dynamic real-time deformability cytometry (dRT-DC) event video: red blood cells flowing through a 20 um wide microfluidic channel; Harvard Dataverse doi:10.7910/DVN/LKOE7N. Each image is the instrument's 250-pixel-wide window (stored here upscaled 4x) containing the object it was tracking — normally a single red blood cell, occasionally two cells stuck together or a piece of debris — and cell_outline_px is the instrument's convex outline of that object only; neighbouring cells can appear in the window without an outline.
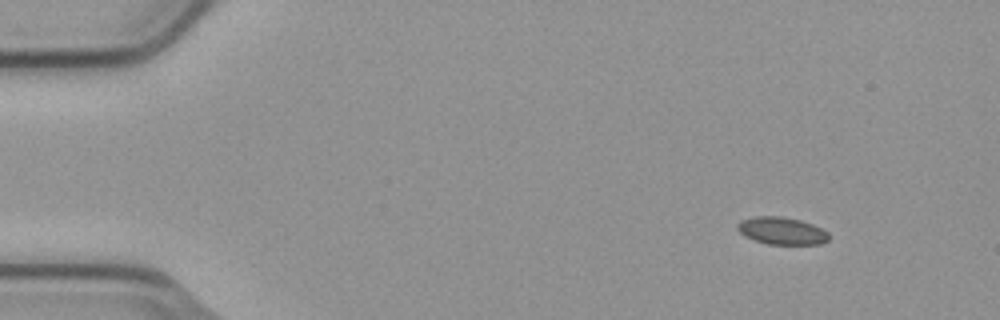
{"species": "common noctule bat (a hibernating species)", "species_latin": "Nyctalus noctula", "temperature_condition": "cold", "stored_images_in_passage": 4, "camera_frame_rate_fps": 3000, "um_per_image_px": 0.085, "animal": {"sex": "male", "body_mass_g": 23.1, "forearm_length_mm": 52.7}, "frame": {"image": 1, "passage_image": 1, "time_ms": 0.0, "image_size_px": [1000, 320], "cell_outline_px": [[828, 240], [820, 244], [768, 244], [744, 236], [736, 228], [736, 224], [740, 220], [752, 216], [784, 216], [800, 220], [812, 224], [828, 232]], "centroid_in_image_um": [66.41, 19.6], "position_along_channel_um": 18.6, "area_um2": 14.62}}
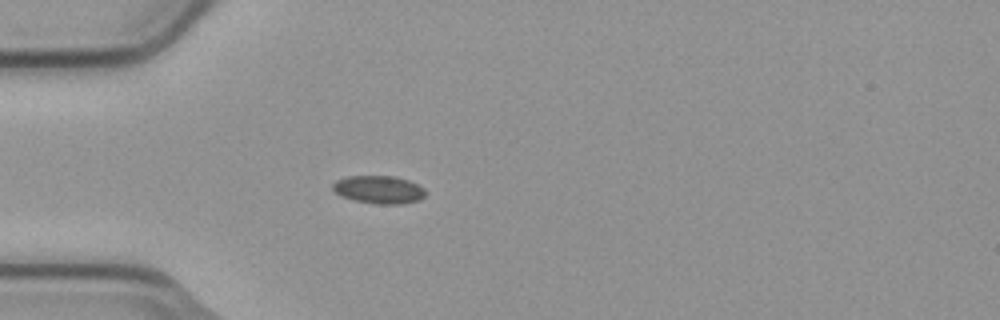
{"frame": {"image": 2, "passage_image": 4, "time_ms": 1.0, "image_size_px": [1000, 320], "cell_outline_px": [[424, 196], [420, 200], [400, 204], [376, 204], [352, 200], [340, 196], [332, 188], [332, 184], [336, 180], [348, 176], [396, 176], [408, 180], [424, 188]], "centroid_in_image_um": [32.18, 16.12], "position_along_channel_um": 52.8, "area_um2": 15.14}}